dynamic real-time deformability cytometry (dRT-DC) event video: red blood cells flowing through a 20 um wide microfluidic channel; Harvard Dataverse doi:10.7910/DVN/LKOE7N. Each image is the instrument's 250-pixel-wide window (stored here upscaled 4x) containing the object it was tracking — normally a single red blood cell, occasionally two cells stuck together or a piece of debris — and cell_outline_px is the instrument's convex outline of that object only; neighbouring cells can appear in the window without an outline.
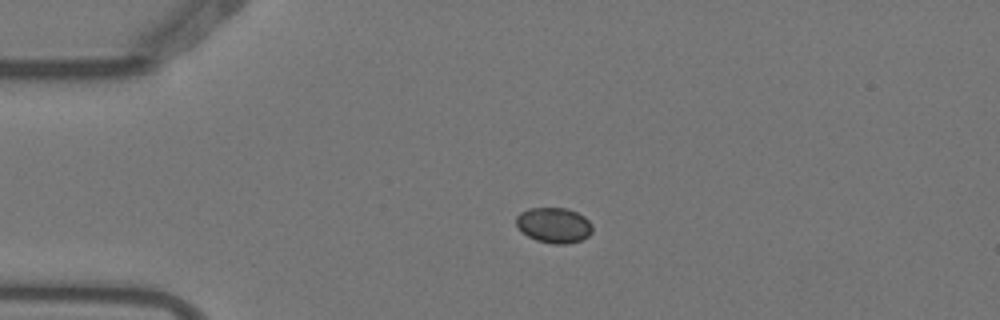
{"species": "Egyptian fruit bat (a non-hibernating species)", "species_latin": "Rousettus aegyptiacus", "temperature_condition": "warm", "stored_images_in_passage": 4, "camera_frame_rate_fps": 3000, "um_per_image_px": 0.085, "animal": {"sex": "female"}, "frame": {"image": 1, "passage_image": 3, "time_ms": 0.667, "image_size_px": [1000, 320], "cell_outline_px": [[592, 232], [588, 236], [580, 240], [568, 244], [552, 244], [536, 240], [528, 236], [516, 224], [516, 216], [520, 212], [528, 208], [568, 208], [584, 216], [592, 224]], "centroid_in_image_um": [47.09, 19.14], "position_along_channel_um": 37.9, "area_um2": 15.72}}